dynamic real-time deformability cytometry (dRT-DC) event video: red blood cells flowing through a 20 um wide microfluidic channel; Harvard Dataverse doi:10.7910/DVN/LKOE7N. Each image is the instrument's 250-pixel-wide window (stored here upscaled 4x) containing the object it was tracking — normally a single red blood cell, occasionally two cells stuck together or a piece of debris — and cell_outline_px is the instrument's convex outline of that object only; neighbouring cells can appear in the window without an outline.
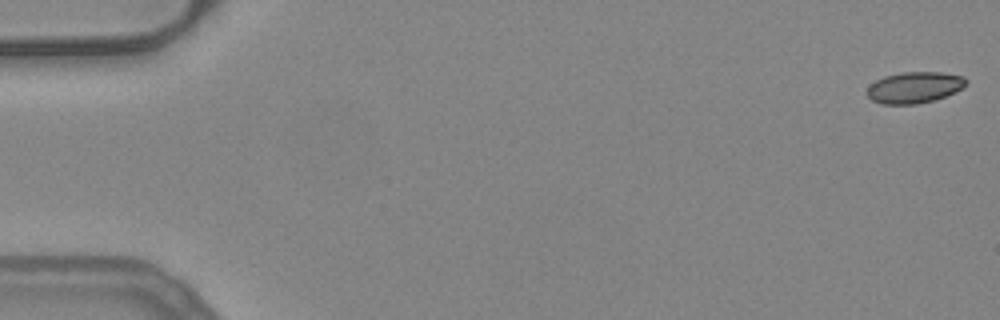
{"species": "common noctule bat (a hibernating species)", "species_latin": "Nyctalus noctula", "temperature_condition": "warm", "stored_images_in_passage": 53, "camera_frame_rate_fps": 3000, "um_per_image_px": 0.085, "animal": {"sex": "female", "body_mass_g": 24.6, "forearm_length_mm": 56.2}, "frame": {"image": 1, "passage_image": 1, "time_ms": 0.0, "image_size_px": [1000, 320], "cell_outline_px": [[968, 84], [956, 92], [932, 100], [916, 104], [880, 104], [872, 100], [868, 96], [868, 88], [876, 80], [884, 76], [904, 72], [940, 72], [964, 76], [968, 80]], "centroid_in_image_um": [77.76, 7.43], "position_along_channel_um": 7.2, "area_um2": 17.98}}
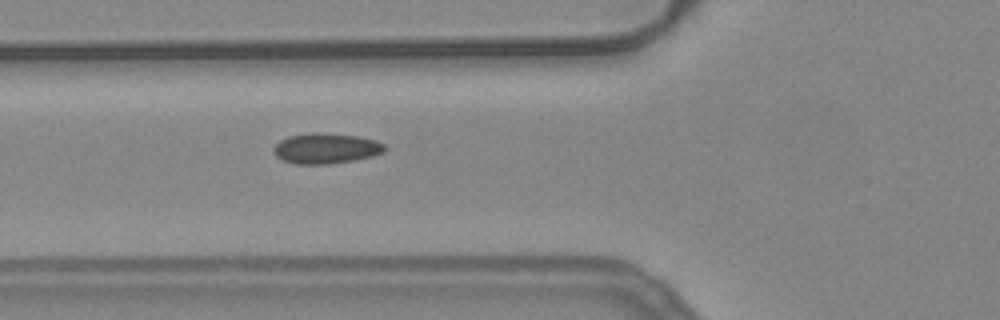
{"frame": {"image": 2, "passage_image": 20, "time_ms": 6.333, "image_size_px": [1000, 320], "cell_outline_px": [[388, 148], [384, 152], [372, 156], [352, 160], [328, 164], [296, 164], [284, 160], [276, 156], [272, 152], [272, 148], [280, 140], [288, 136], [312, 132], [316, 132], [356, 136], [376, 140], [384, 144]], "centroid_in_image_um": [27.69, 12.61], "position_along_channel_um": 98.1, "area_um2": 19.71}}
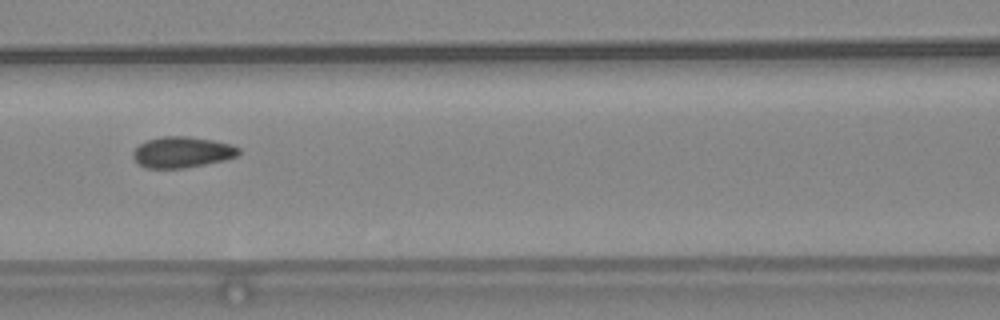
{"frame": {"image": 3, "passage_image": 24, "time_ms": 7.667, "image_size_px": [1000, 320], "cell_outline_px": [[240, 152], [236, 156], [224, 160], [184, 168], [144, 168], [132, 156], [132, 152], [140, 144], [148, 140], [164, 136], [188, 136], [212, 140], [232, 144], [240, 148]], "centroid_in_image_um": [15.49, 12.93], "position_along_channel_um": 151.1, "area_um2": 18.96}, "authors_computed_cell_mechanics": {"area_um2": 18.6694, "velocity_mm_per_s": 3.9206, "shape_relaxation_time_tau1_ms": null, "shape_relaxation_time_tau2_ms": 0.7361, "deformation_change_tau1": null, "deformation_change_tau2": 0.0468}}